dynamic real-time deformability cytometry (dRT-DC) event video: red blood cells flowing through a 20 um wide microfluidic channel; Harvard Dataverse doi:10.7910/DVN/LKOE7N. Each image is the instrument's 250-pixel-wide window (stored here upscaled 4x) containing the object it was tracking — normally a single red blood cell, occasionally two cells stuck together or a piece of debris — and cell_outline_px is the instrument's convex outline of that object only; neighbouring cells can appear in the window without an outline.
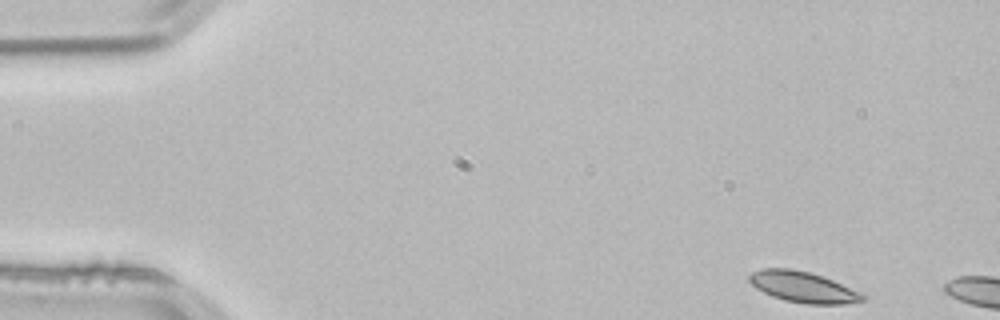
{"species": "common noctule bat (a hibernating species)", "species_latin": "Nyctalus noctula", "temperature_condition": "room temperature", "stored_images_in_passage": 5, "camera_frame_rate_fps": 3000, "um_per_image_px": 0.085, "animal": {"sex": "male", "body_mass_g": 21.5, "forearm_length_mm": 52.0}, "frame": {"image": 1, "passage_image": 1, "time_ms": 0.0, "image_size_px": [1000, 320], "cell_outline_px": [[868, 296], [864, 300], [844, 304], [804, 304], [784, 300], [772, 296], [756, 288], [748, 280], [748, 276], [752, 272], [760, 268], [788, 268], [808, 272], [832, 280]], "centroid_in_image_um": [68.23, 24.4], "position_along_channel_um": 16.8, "area_um2": 20.23}}